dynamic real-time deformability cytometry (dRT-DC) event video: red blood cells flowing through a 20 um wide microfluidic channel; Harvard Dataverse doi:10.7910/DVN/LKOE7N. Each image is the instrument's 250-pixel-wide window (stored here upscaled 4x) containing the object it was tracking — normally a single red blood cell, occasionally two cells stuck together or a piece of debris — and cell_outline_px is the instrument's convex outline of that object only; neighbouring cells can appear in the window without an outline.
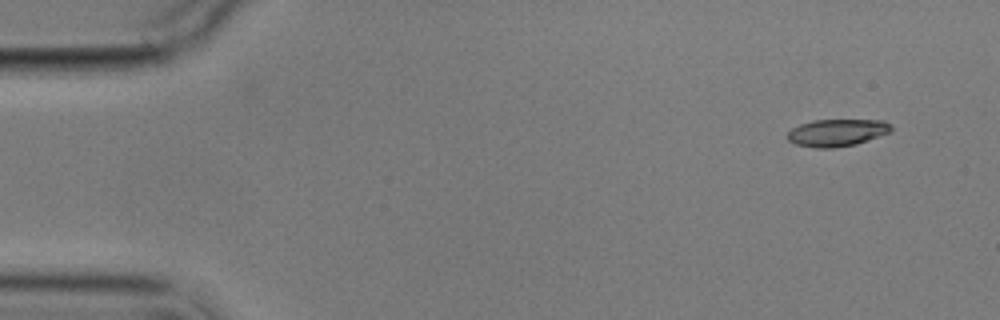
{"species": "common noctule bat (a hibernating species)", "species_latin": "Nyctalus noctula", "temperature_condition": "cold", "stored_images_in_passage": 8, "camera_frame_rate_fps": 3000, "um_per_image_px": 0.085, "animal": {"sex": "male", "body_mass_g": 17.9}, "frame": {"image": 1, "passage_image": 1, "time_ms": 0.0, "image_size_px": [1000, 320], "cell_outline_px": [[892, 132], [856, 144], [832, 148], [816, 148], [796, 144], [788, 140], [788, 132], [792, 128], [800, 124], [812, 120], [884, 120], [892, 124]], "centroid_in_image_um": [71.18, 11.27], "position_along_channel_um": 13.8, "area_um2": 16.53}}
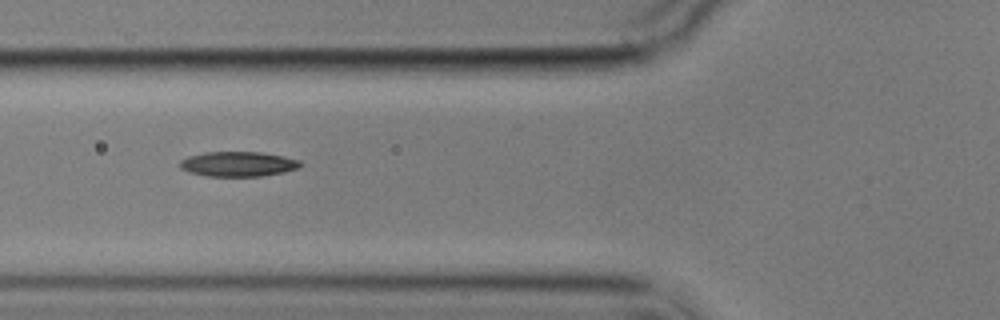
{"frame": {"image": 2, "passage_image": 6, "time_ms": 5.667, "image_size_px": [1000, 320], "cell_outline_px": [[304, 164], [300, 168], [284, 172], [264, 176], [208, 176], [188, 172], [180, 168], [180, 160], [188, 156], [204, 152], [260, 152], [284, 156], [300, 160]], "centroid_in_image_um": [20.27, 13.94], "position_along_channel_um": 105.5, "area_um2": 17.69}}
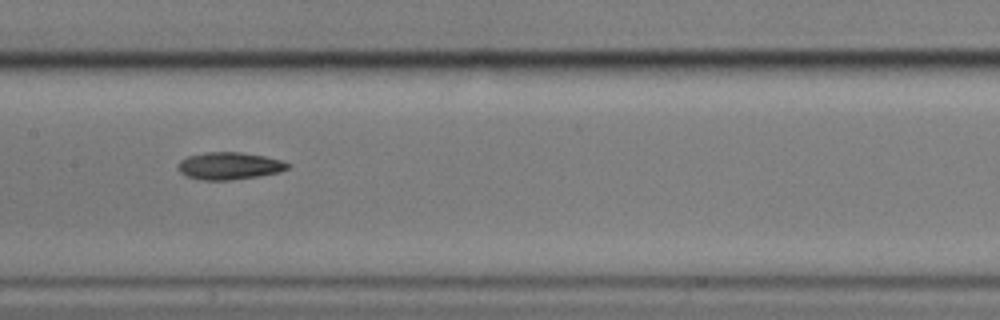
{"frame": {"image": 3, "passage_image": 8, "time_ms": 8.0, "image_size_px": [1000, 320], "cell_outline_px": [[292, 164], [288, 168], [280, 172], [260, 176], [228, 180], [200, 180], [184, 176], [176, 168], [176, 164], [180, 160], [188, 156], [208, 152], [240, 152], [264, 156], [280, 160]], "centroid_in_image_um": [19.45, 14.11], "position_along_channel_um": 187.9, "area_um2": 17.63}}